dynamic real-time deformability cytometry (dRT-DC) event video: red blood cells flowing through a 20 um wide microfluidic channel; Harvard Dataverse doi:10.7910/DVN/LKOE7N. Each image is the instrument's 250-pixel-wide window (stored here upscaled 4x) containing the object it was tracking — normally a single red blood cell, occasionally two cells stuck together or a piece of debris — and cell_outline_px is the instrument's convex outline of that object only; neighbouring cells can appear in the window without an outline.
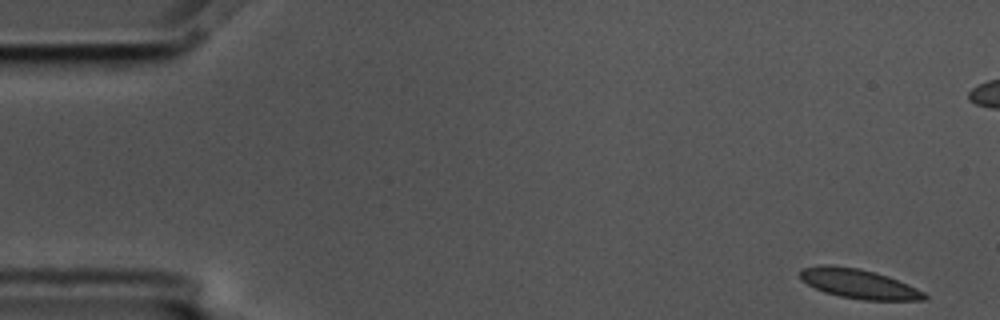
{"species": "common noctule bat (a hibernating species)", "species_latin": "Nyctalus noctula", "temperature_condition": "cold", "stored_images_in_passage": 56, "camera_frame_rate_fps": 3000, "um_per_image_px": 0.085, "animal": {"sex": "male", "body_mass_g": 17.5, "forearm_length_mm": 52.3}, "frame": {"image": 1, "passage_image": 1, "time_ms": 0.0, "image_size_px": [1000, 320], "cell_outline_px": [[928, 300], [864, 300], [840, 296], [824, 292], [808, 284], [800, 276], [800, 268], [820, 264], [832, 264], [860, 268], [888, 276], [908, 284], [924, 292], [928, 296]], "centroid_in_image_um": [73.0, 24.1], "position_along_channel_um": 12.0, "area_um2": 21.44}}
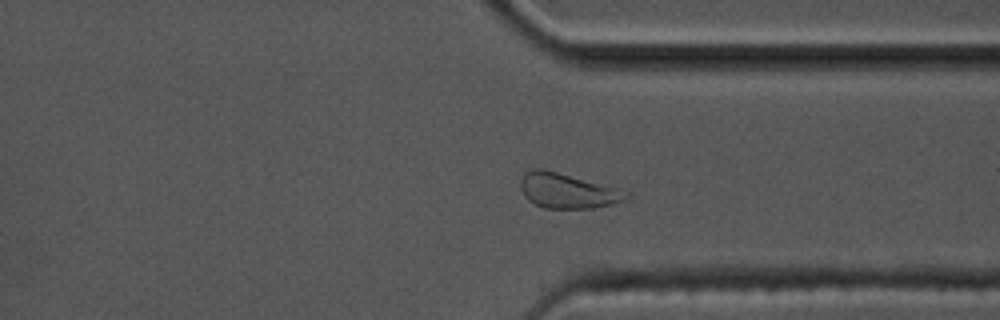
{"frame": {"image": 2, "passage_image": 41, "time_ms": 13.333, "image_size_px": [1000, 320], "cell_outline_px": [[628, 196], [612, 204], [592, 208], [544, 208], [528, 200], [524, 196], [520, 188], [520, 180], [524, 172], [536, 168], [544, 168], [620, 188], [628, 192]], "centroid_in_image_um": [48.19, 16.19], "position_along_channel_um": 363.2, "area_um2": 21.62}}
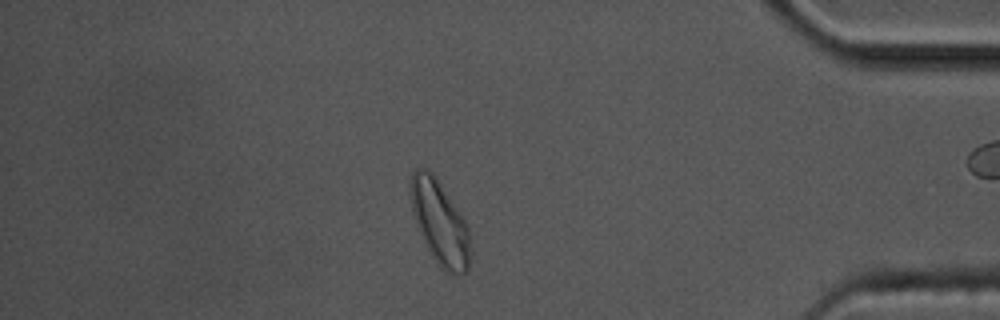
{"frame": {"image": 3, "passage_image": 47, "time_ms": 15.333, "image_size_px": [1000, 320], "cell_outline_px": [[468, 268], [460, 276], [448, 272], [432, 256], [416, 224], [412, 212], [412, 172], [416, 168], [424, 168], [432, 172], [468, 224]], "centroid_in_image_um": [37.38, 18.9], "position_along_channel_um": 397.8, "area_um2": 28.09}, "authors_computed_cell_mechanics": {"area_um2": 21.4438, "velocity_mm_per_s": 3.5272, "shape_relaxation_time_tau1_ms": 7.0565, "shape_relaxation_time_tau2_ms": 1.35, "deformation_change_tau1": 0.1214, "deformation_change_tau2": 0.0482}}